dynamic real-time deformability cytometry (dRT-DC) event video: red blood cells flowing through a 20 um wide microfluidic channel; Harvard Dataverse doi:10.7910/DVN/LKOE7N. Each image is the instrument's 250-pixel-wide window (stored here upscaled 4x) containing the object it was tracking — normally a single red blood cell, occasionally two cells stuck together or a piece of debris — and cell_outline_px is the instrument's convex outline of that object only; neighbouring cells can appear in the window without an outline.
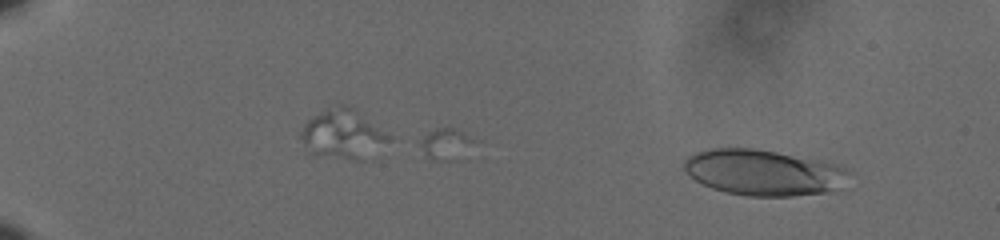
{"species": "human", "species_latin": "Homo sapiens", "temperature_condition": "cold", "stored_images_in_passage": 59, "camera_frame_rate_fps": 3000, "um_per_image_px": 0.085, "donor": {"sex": "male"}, "frame": {"image": 1, "passage_image": 6, "time_ms": 1.667, "image_size_px": [1000, 240], "cell_outline_px": [[848, 172], [824, 192], [792, 196], [748, 196], [728, 192], [712, 188], [696, 180], [684, 172], [680, 168], [684, 160], [688, 156], [696, 152], [708, 148], [752, 148], [776, 152], [840, 164]], "centroid_in_image_um": [64.7, 14.63], "position_along_channel_um": 20.3, "area_um2": 43.12}}
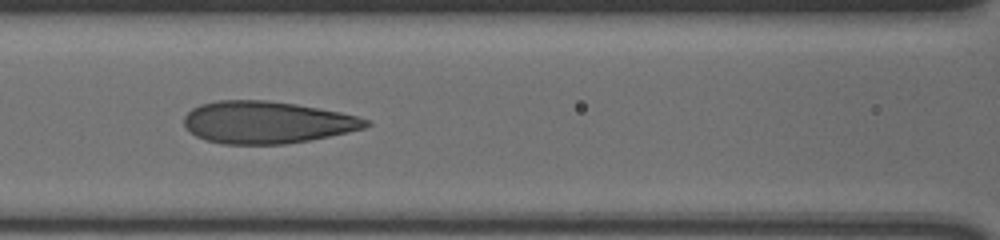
{"frame": {"image": 2, "passage_image": 29, "time_ms": 9.333, "image_size_px": [1000, 240], "cell_outline_px": [[372, 124], [364, 128], [348, 132], [308, 140], [284, 144], [224, 144], [208, 140], [196, 136], [184, 124], [184, 116], [192, 108], [200, 104], [216, 100], [268, 100], [296, 104], [340, 112], [356, 116], [368, 120]], "centroid_in_image_um": [22.68, 10.39], "position_along_channel_um": 143.9, "area_um2": 44.45}}
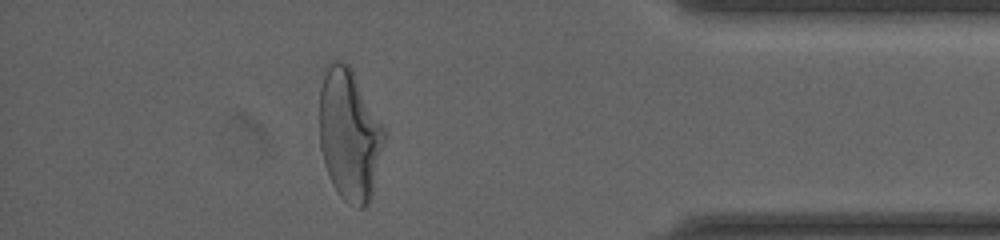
{"frame": {"image": 3, "passage_image": 53, "time_ms": 17.333, "image_size_px": [1000, 240], "cell_outline_px": [[384, 140], [372, 196], [368, 204], [364, 208], [356, 208], [348, 204], [340, 196], [332, 184], [324, 164], [320, 148], [320, 88], [324, 68], [332, 60], [344, 60], [348, 64], [384, 128]], "centroid_in_image_um": [29.67, 11.47], "position_along_channel_um": 405.5, "area_um2": 49.42}, "authors_computed_cell_mechanics": {"area_um2": 44.1014, "velocity_mm_per_s": 3.6039, "shape_relaxation_time_tau1_ms": 5.3028, "shape_relaxation_time_tau2_ms": 0.9212, "deformation_change_tau1": 0.1974, "deformation_change_tau2": 0.0716}}